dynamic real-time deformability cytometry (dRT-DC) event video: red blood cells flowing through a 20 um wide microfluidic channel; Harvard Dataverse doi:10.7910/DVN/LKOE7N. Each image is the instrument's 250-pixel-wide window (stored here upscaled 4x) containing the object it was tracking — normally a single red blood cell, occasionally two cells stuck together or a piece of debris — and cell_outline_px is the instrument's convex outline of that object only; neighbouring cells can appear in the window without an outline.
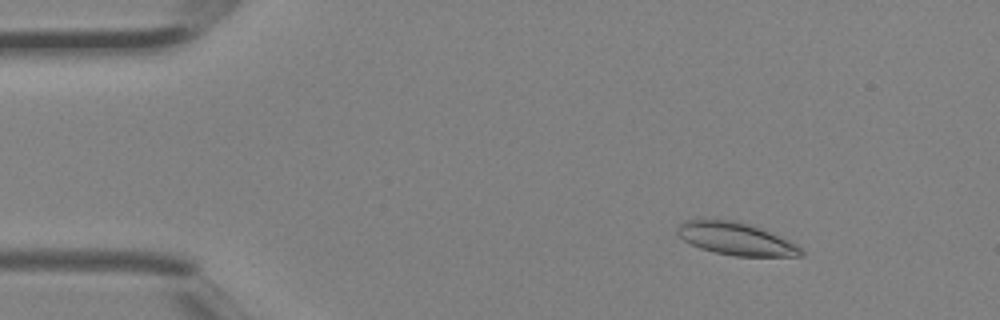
{"species": "Egyptian fruit bat (a non-hibernating species)", "species_latin": "Rousettus aegyptiacus", "temperature_condition": "room temperature", "stored_images_in_passage": 4, "camera_frame_rate_fps": 3000, "um_per_image_px": 0.085, "animal": {"sex": "female"}, "frame": {"image": 1, "passage_image": 2, "time_ms": 0.333, "image_size_px": [1000, 320], "cell_outline_px": [[804, 256], [736, 256], [716, 252], [700, 248], [684, 240], [676, 232], [676, 228], [684, 220], [704, 216], [732, 220], [752, 224], [788, 240], [804, 248]], "centroid_in_image_um": [62.52, 20.25], "position_along_channel_um": 22.5, "area_um2": 24.04}}